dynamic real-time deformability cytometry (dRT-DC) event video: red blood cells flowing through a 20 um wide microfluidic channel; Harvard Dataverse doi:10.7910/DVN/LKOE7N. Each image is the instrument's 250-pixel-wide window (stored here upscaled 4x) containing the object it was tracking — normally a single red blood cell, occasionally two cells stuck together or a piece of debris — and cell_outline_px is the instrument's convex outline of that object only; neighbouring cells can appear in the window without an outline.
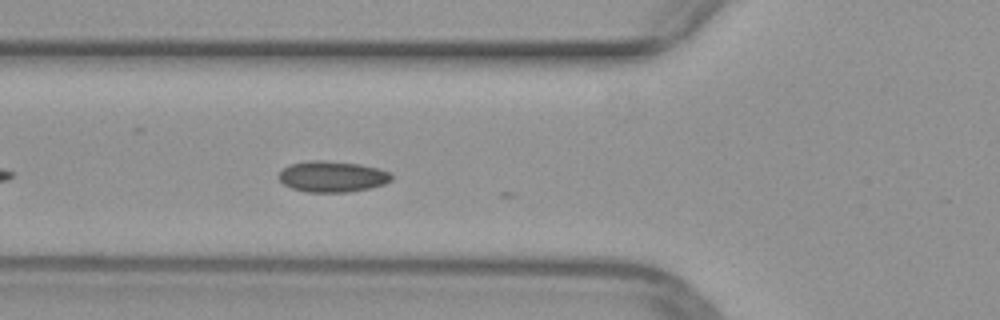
{"species": "common noctule bat (a hibernating species)", "species_latin": "Nyctalus noctula", "temperature_condition": "warm", "stored_images_in_passage": 8, "camera_frame_rate_fps": 3000, "um_per_image_px": 0.085, "animal": {"sex": "female", "body_mass_g": 29.2, "forearm_length_mm": 56.3}, "frame": {"image": 1, "passage_image": 6, "time_ms": 1.667, "image_size_px": [1000, 320], "cell_outline_px": [[392, 180], [384, 184], [368, 188], [348, 192], [304, 192], [292, 188], [284, 184], [276, 176], [288, 164], [308, 160], [324, 160], [360, 164], [380, 168], [392, 172]], "centroid_in_image_um": [28.24, 14.99], "position_along_channel_um": 97.6, "area_um2": 20.63}}